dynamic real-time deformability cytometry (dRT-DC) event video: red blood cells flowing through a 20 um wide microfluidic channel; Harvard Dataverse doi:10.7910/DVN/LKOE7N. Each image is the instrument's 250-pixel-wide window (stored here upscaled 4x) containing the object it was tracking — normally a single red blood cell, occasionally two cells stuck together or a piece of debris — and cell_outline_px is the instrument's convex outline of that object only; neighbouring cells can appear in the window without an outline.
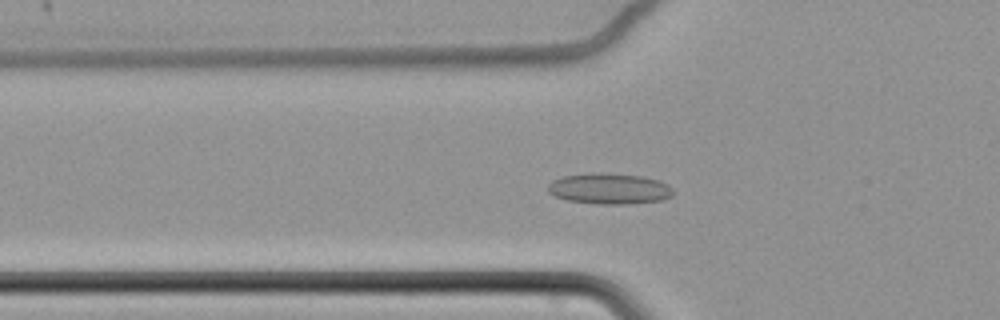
{"species": "common noctule bat (a hibernating species)", "species_latin": "Nyctalus noctula", "temperature_condition": "cold", "stored_images_in_passage": 60, "camera_frame_rate_fps": 3000, "um_per_image_px": 0.085, "animal": {"sex": "female", "body_mass_g": 22.7, "forearm_length_mm": 54.2}, "frame": {"image": 1, "passage_image": 20, "time_ms": 6.333, "image_size_px": [1000, 320], "cell_outline_px": [[672, 196], [660, 200], [628, 204], [596, 204], [568, 200], [556, 196], [548, 192], [548, 184], [552, 180], [564, 176], [596, 172], [600, 172], [640, 176], [660, 180], [668, 184], [672, 188]], "centroid_in_image_um": [51.79, 16.03], "position_along_channel_um": 74.0, "area_um2": 22.48}}
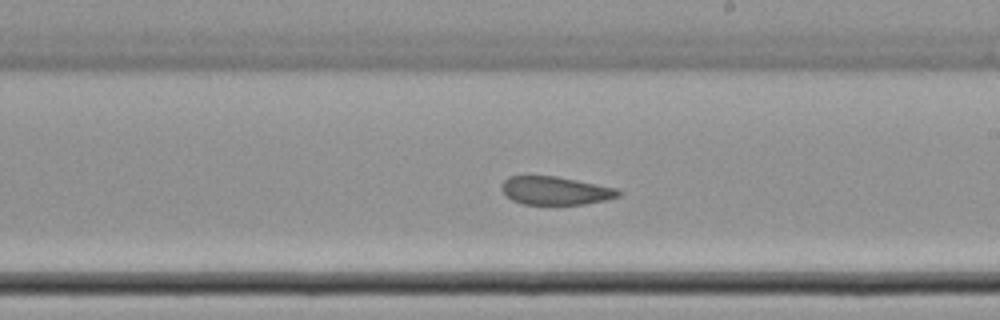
{"frame": {"image": 2, "passage_image": 35, "time_ms": 11.333, "image_size_px": [1000, 320], "cell_outline_px": [[624, 192], [620, 196], [604, 200], [584, 204], [524, 204], [512, 200], [500, 188], [504, 180], [508, 176], [556, 176], [616, 188]], "centroid_in_image_um": [47.22, 16.2], "position_along_channel_um": 241.8, "area_um2": 19.07}}
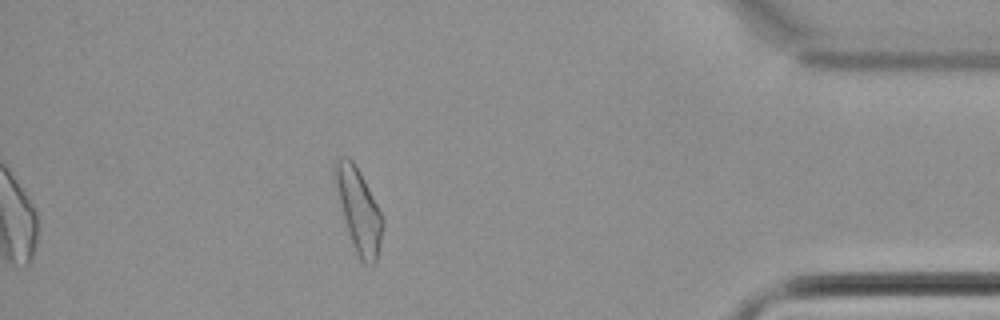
{"frame": {"image": 3, "passage_image": 53, "time_ms": 17.333, "image_size_px": [1000, 320], "cell_outline_px": [[384, 228], [376, 260], [372, 264], [364, 264], [360, 260], [352, 244], [344, 220], [332, 172], [332, 168], [336, 160], [340, 156], [348, 156], [352, 160], [360, 172], [384, 216]], "centroid_in_image_um": [30.49, 17.84], "position_along_channel_um": 404.7, "area_um2": 23.35}, "authors_computed_cell_mechanics": {"area_um2": 22.3686, "velocity_mm_per_s": 3.3944, "shape_relaxation_time_tau1_ms": null, "shape_relaxation_time_tau2_ms": 3.9406, "deformation_change_tau1": null, "deformation_change_tau2": 0.0809}}